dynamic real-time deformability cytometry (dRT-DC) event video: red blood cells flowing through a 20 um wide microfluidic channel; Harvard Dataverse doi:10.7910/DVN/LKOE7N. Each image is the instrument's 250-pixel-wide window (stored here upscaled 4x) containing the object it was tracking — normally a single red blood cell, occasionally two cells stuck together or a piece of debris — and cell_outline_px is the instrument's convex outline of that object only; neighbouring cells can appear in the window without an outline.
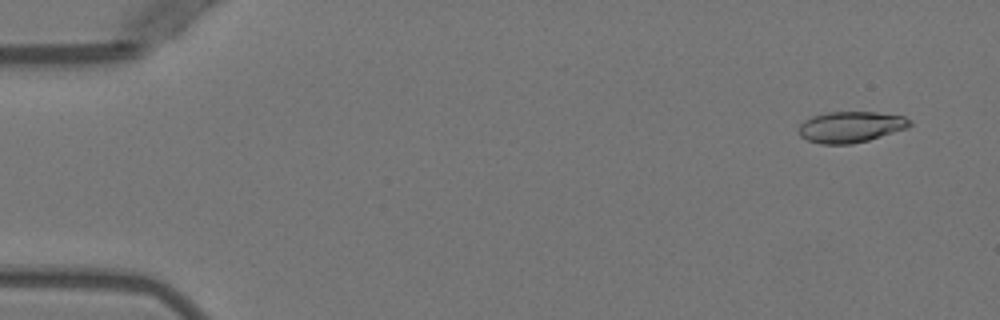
{"species": "Egyptian fruit bat (a non-hibernating species)", "species_latin": "Rousettus aegyptiacus", "temperature_condition": "warm", "stored_images_in_passage": 4, "camera_frame_rate_fps": 3000, "um_per_image_px": 0.085, "animal": {"sex": "female"}, "frame": {"image": 1, "passage_image": 1, "time_ms": 0.0, "image_size_px": [1000, 320], "cell_outline_px": [[912, 124], [908, 128], [868, 140], [852, 144], [820, 144], [808, 140], [800, 136], [800, 124], [804, 120], [812, 116], [828, 112], [876, 112], [904, 116], [912, 120]], "centroid_in_image_um": [72.34, 10.78], "position_along_channel_um": 12.7, "area_um2": 20.11}}
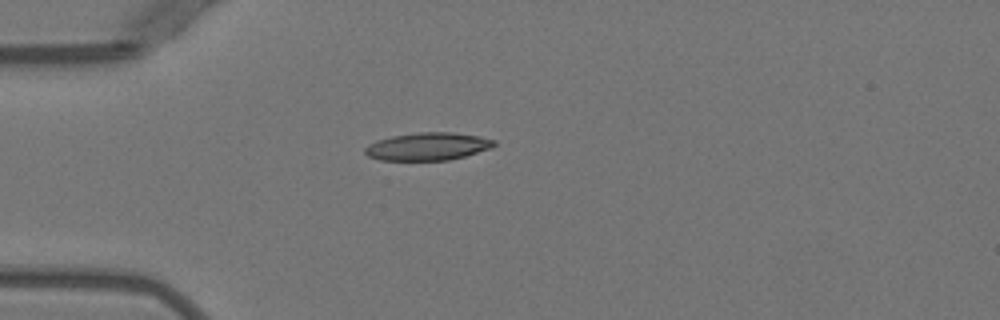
{"frame": {"image": 2, "passage_image": 4, "time_ms": 3.667, "image_size_px": [1000, 320], "cell_outline_px": [[496, 144], [492, 148], [464, 156], [448, 160], [380, 160], [368, 156], [364, 152], [364, 148], [368, 144], [376, 140], [392, 136], [416, 132], [452, 132], [480, 136], [496, 140]], "centroid_in_image_um": [36.36, 12.44], "position_along_channel_um": 48.6, "area_um2": 20.98}}